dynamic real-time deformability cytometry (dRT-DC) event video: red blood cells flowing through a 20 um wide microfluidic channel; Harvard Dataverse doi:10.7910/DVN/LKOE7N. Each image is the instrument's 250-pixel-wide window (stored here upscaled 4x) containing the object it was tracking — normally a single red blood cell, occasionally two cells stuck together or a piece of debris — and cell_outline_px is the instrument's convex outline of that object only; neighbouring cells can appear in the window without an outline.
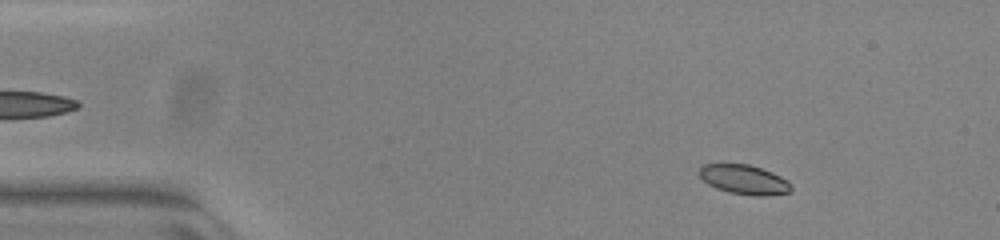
{"species": "common noctule bat (a hibernating species)", "species_latin": "Nyctalus noctula", "temperature_condition": "warm", "stored_images_in_passage": 52, "camera_frame_rate_fps": 3000, "um_per_image_px": 0.085, "animal": {"sex": "female", "body_mass_g": 23.0, "forearm_length_mm": 53.4}, "frame": {"image": 1, "passage_image": 7, "time_ms": 2.0, "image_size_px": [1000, 240], "cell_outline_px": [[792, 188], [788, 192], [764, 196], [752, 196], [728, 192], [716, 188], [708, 184], [700, 176], [700, 168], [704, 164], [748, 164], [772, 172], [788, 180], [792, 184]], "centroid_in_image_um": [63.27, 15.27], "position_along_channel_um": 21.7, "area_um2": 15.72}}
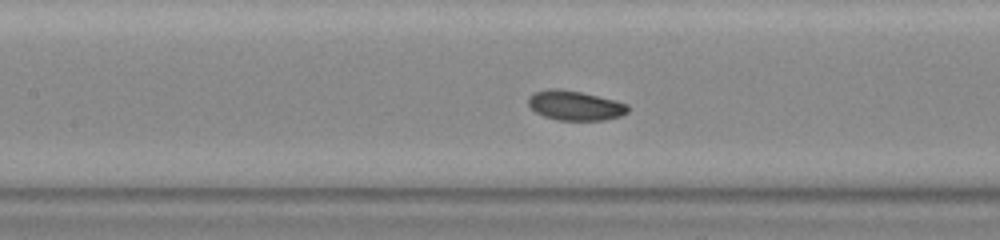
{"frame": {"image": 2, "passage_image": 24, "time_ms": 7.667, "image_size_px": [1000, 240], "cell_outline_px": [[628, 112], [620, 116], [604, 120], [556, 120], [544, 116], [536, 112], [528, 104], [528, 96], [536, 92], [552, 88], [580, 92], [628, 104]], "centroid_in_image_um": [48.86, 8.98], "position_along_channel_um": 158.5, "area_um2": 16.88}}
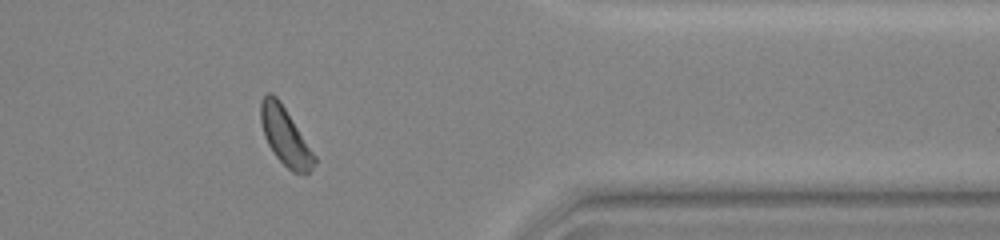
{"frame": {"image": 3, "passage_image": 43, "time_ms": 14.0, "image_size_px": [1000, 240], "cell_outline_px": [[316, 160], [312, 168], [308, 172], [292, 172], [272, 152], [264, 136], [260, 120], [260, 100], [268, 92], [272, 92], [280, 100], [316, 156]], "centroid_in_image_um": [24.21, 11.54], "position_along_channel_um": 387.2, "area_um2": 17.92}, "authors_computed_cell_mechanics": {"area_um2": 17.051, "velocity_mm_per_s": 3.9116, "shape_relaxation_time_tau1_ms": 2.3312, "shape_relaxation_time_tau2_ms": 4.8335, "deformation_change_tau1": 0.0621, "deformation_change_tau2": 0.1044}}